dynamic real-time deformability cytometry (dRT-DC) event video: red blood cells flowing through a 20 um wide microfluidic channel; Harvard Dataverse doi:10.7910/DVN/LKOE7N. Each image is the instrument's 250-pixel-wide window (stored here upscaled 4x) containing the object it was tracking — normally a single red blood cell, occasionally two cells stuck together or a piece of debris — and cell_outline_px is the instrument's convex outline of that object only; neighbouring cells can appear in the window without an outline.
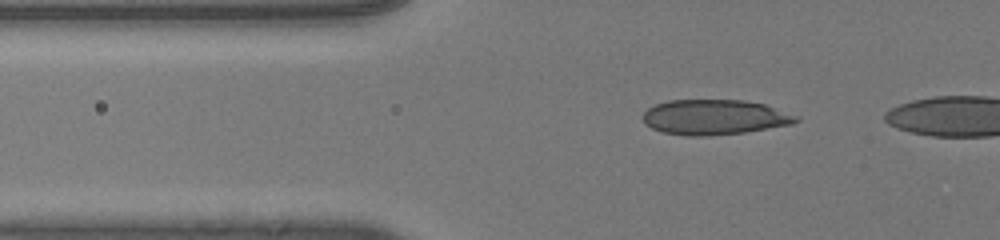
{"species": "human", "species_latin": "Homo sapiens", "temperature_condition": "room temperature", "stored_images_in_passage": 35, "camera_frame_rate_fps": 3000, "um_per_image_px": 0.085, "donor": {"sex": "male"}, "frame": {"image": 1, "passage_image": 5, "time_ms": 1.333, "image_size_px": [1000, 240], "cell_outline_px": [[800, 120], [792, 124], [744, 132], [708, 136], [688, 136], [664, 132], [652, 128], [644, 124], [644, 112], [648, 108], [656, 104], [668, 100], [744, 100], [764, 104], [800, 116]], "centroid_in_image_um": [60.75, 9.96], "position_along_channel_um": 65.0, "area_um2": 31.33}}
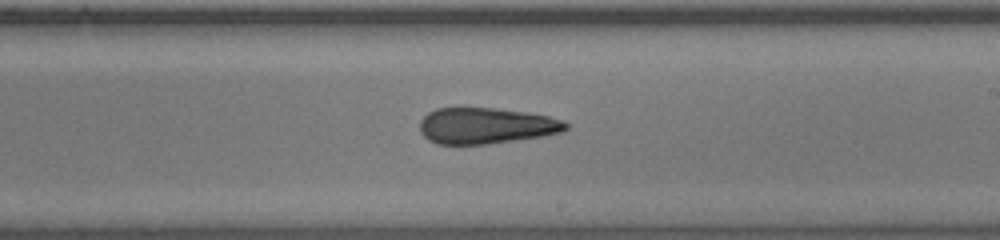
{"frame": {"image": 2, "passage_image": 20, "time_ms": 6.333, "image_size_px": [1000, 240], "cell_outline_px": [[568, 128], [560, 132], [544, 136], [488, 144], [436, 144], [428, 140], [420, 132], [420, 120], [428, 112], [436, 108], [492, 108], [528, 112], [548, 116], [564, 120], [568, 124]], "centroid_in_image_um": [41.31, 10.69], "position_along_channel_um": 247.7, "area_um2": 30.81}}
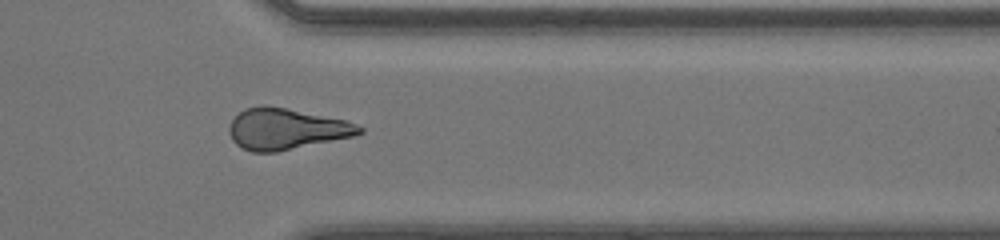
{"frame": {"image": 3, "passage_image": 30, "time_ms": 9.667, "image_size_px": [1000, 240], "cell_outline_px": [[364, 132], [356, 136], [276, 152], [252, 152], [240, 148], [232, 140], [228, 132], [228, 128], [232, 120], [244, 108], [260, 104], [264, 104], [344, 120], [356, 124], [364, 128]], "centroid_in_image_um": [24.3, 10.97], "position_along_channel_um": 387.1, "area_um2": 31.27}}